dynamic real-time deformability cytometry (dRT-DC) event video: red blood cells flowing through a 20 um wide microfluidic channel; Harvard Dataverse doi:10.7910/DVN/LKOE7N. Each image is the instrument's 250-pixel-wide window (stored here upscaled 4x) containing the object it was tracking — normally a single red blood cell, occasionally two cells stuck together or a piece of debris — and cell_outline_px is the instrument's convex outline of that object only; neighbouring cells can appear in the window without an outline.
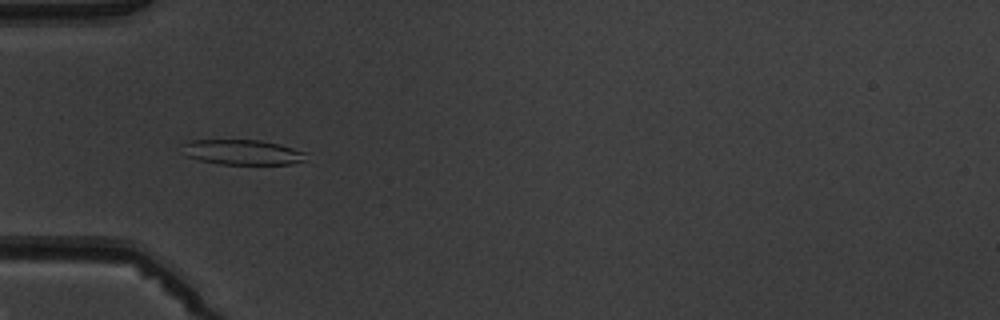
{"species": "common noctule bat (a hibernating species)", "species_latin": "Nyctalus noctula", "temperature_condition": "warm", "stored_images_in_passage": 7, "camera_frame_rate_fps": 3000, "um_per_image_px": 0.085, "animal": {"sex": "male", "body_mass_g": 19.5, "forearm_length_mm": 54.6}, "frame": {"image": 1, "passage_image": 5, "time_ms": 5.333, "image_size_px": [1000, 320], "cell_outline_px": [[308, 152], [304, 160], [292, 164], [220, 164], [200, 160], [184, 156], [180, 144], [192, 140], [260, 140]], "centroid_in_image_um": [20.55, 12.94], "position_along_channel_um": 64.5, "area_um2": 18.15}}
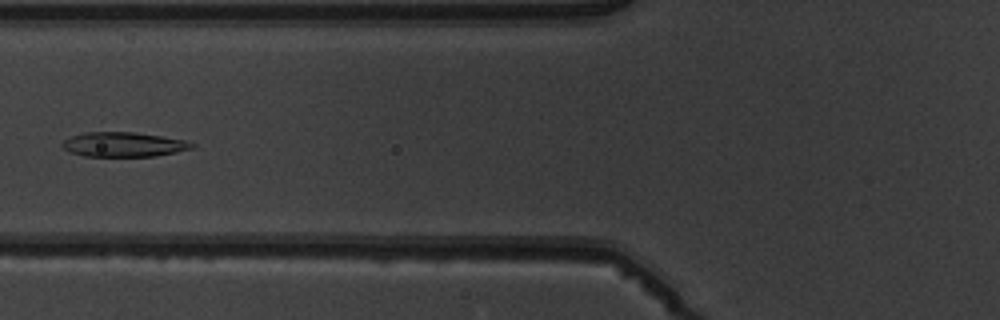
{"frame": {"image": 2, "passage_image": 6, "time_ms": 6.667, "image_size_px": [1000, 320], "cell_outline_px": [[196, 148], [156, 156], [84, 156], [68, 152], [60, 144], [64, 140], [72, 136], [84, 132], [136, 132], [184, 140], [196, 144]], "centroid_in_image_um": [10.51, 12.28], "position_along_channel_um": 115.3, "area_um2": 18.67}}
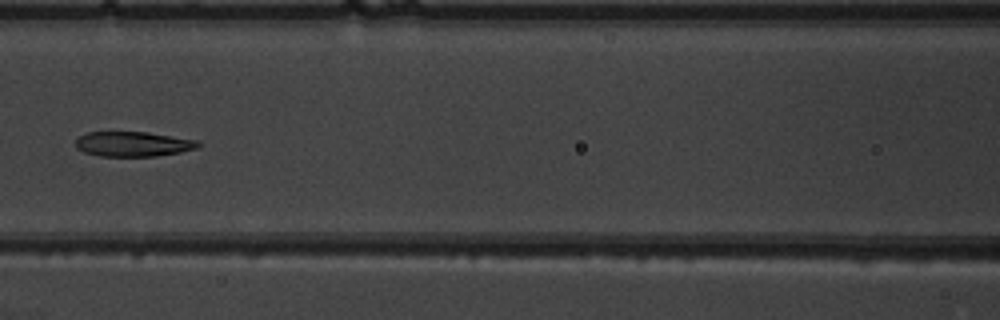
{"frame": {"image": 3, "passage_image": 7, "time_ms": 7.667, "image_size_px": [1000, 320], "cell_outline_px": [[204, 144], [196, 148], [180, 152], [156, 156], [100, 156], [84, 152], [76, 148], [76, 140], [80, 136], [88, 132], [148, 132], [200, 140]], "centroid_in_image_um": [11.37, 12.24], "position_along_channel_um": 155.2, "area_um2": 17.92}}